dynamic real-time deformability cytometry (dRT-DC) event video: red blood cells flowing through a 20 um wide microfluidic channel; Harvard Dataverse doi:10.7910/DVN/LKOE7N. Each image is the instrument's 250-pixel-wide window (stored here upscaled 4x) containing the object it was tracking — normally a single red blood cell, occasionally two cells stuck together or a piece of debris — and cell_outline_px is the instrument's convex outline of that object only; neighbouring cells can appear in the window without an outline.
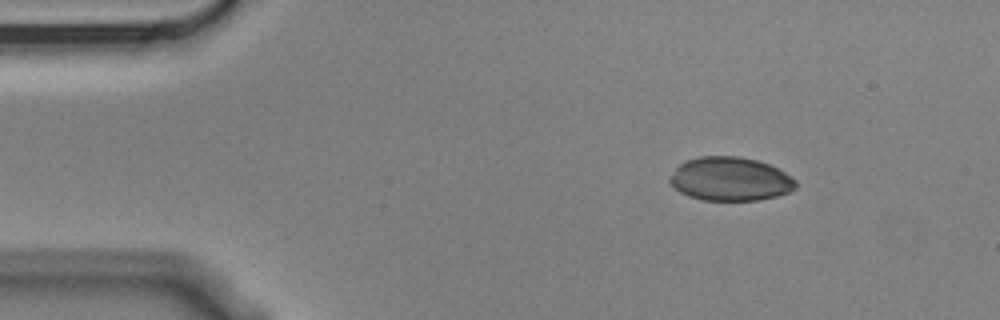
{"species": "Egyptian fruit bat (a non-hibernating species)", "species_latin": "Rousettus aegyptiacus", "temperature_condition": "cold", "stored_images_in_passage": 3, "camera_frame_rate_fps": 3000, "um_per_image_px": 0.085, "animal": {"sex": "male"}, "frame": {"image": 1, "passage_image": 1, "time_ms": 0.0, "image_size_px": [1000, 320], "cell_outline_px": [[796, 188], [788, 192], [776, 196], [760, 200], [704, 200], [688, 196], [680, 192], [668, 180], [676, 168], [684, 160], [700, 156], [740, 156], [756, 160], [768, 164], [784, 172], [796, 180]], "centroid_in_image_um": [62.06, 15.21], "position_along_channel_um": 22.9, "area_um2": 31.96}}